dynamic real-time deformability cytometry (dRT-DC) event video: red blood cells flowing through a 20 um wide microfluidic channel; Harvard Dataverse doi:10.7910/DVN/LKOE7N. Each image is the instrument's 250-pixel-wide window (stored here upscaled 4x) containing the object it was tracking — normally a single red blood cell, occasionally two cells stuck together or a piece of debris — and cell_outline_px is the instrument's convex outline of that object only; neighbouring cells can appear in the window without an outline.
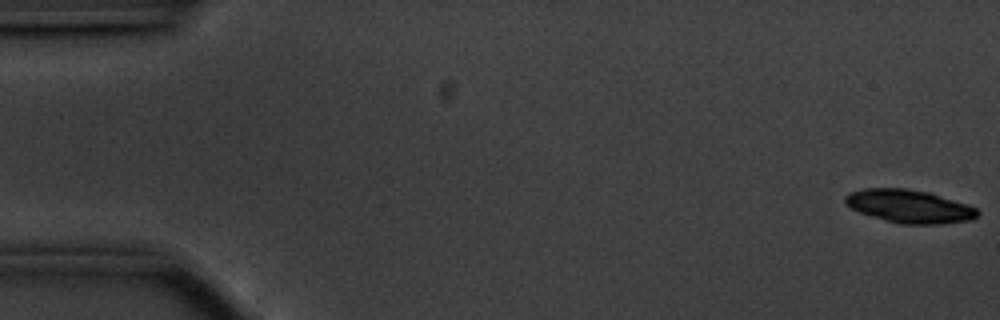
{"species": "common noctule bat (a hibernating species)", "species_latin": "Nyctalus noctula", "temperature_condition": "cold", "stored_images_in_passage": 56, "camera_frame_rate_fps": 3000, "um_per_image_px": 0.085, "animal": {"sex": "male", "body_mass_g": 20.1, "forearm_length_mm": 53.5}, "frame": {"image": 1, "passage_image": 1, "time_ms": 0.0, "image_size_px": [1000, 320], "cell_outline_px": [[980, 212], [972, 220], [940, 224], [900, 224], [872, 216], [860, 212], [844, 204], [844, 196], [848, 192], [864, 188], [904, 188], [928, 192], [976, 208]], "centroid_in_image_um": [77.24, 17.53], "position_along_channel_um": 7.8, "area_um2": 25.37}}
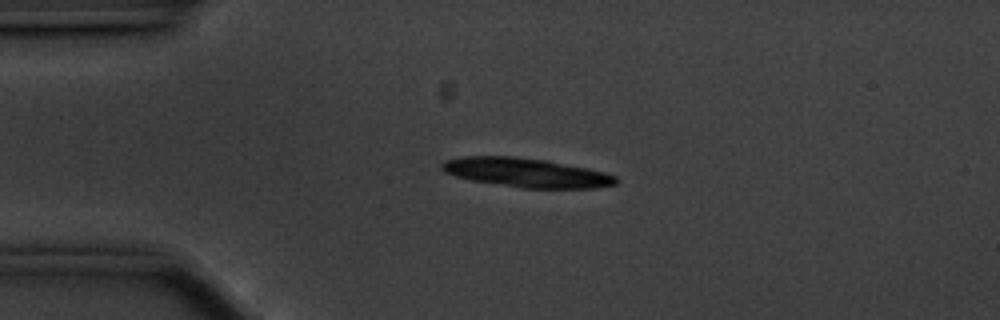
{"frame": {"image": 2, "passage_image": 13, "time_ms": 4.0, "image_size_px": [1000, 320], "cell_outline_px": [[616, 184], [596, 188], [520, 188], [472, 180], [456, 176], [444, 172], [440, 168], [440, 164], [444, 160], [464, 156], [512, 156], [548, 160], [588, 168], [604, 172], [616, 176]], "centroid_in_image_um": [44.71, 14.67], "position_along_channel_um": 40.3, "area_um2": 29.65}}